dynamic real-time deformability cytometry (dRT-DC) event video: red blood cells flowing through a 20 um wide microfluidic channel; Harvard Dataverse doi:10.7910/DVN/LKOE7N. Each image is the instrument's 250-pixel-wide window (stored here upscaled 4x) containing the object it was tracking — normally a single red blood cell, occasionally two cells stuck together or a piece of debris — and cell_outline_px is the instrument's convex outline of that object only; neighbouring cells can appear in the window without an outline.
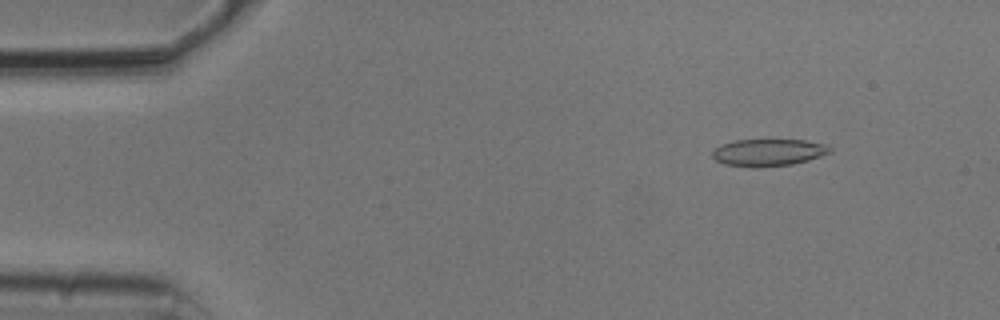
{"species": "common noctule bat (a hibernating species)", "species_latin": "Nyctalus noctula", "temperature_condition": "cold", "stored_images_in_passage": 50, "camera_frame_rate_fps": 3000, "um_per_image_px": 0.085, "animal": {"sex": "male", "body_mass_g": 20.5, "forearm_length_mm": 52.5}, "frame": {"image": 1, "passage_image": 6, "time_ms": 1.667, "image_size_px": [1000, 320], "cell_outline_px": [[832, 152], [808, 160], [792, 164], [724, 164], [716, 160], [712, 156], [712, 152], [720, 144], [736, 140], [804, 140], [828, 144], [832, 148]], "centroid_in_image_um": [65.38, 12.9], "position_along_channel_um": 19.6, "area_um2": 17.69}}
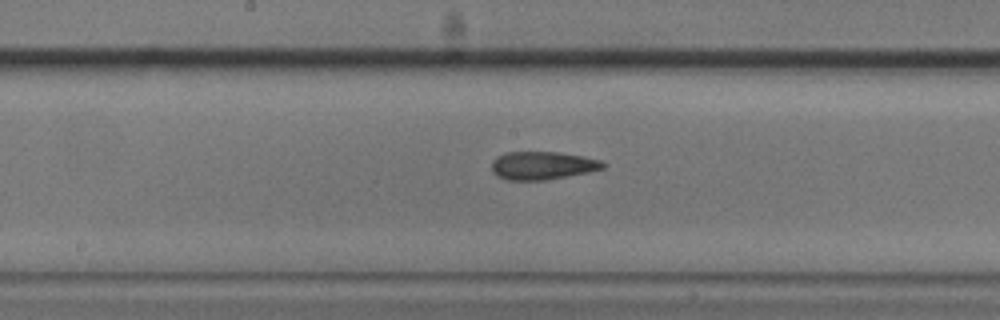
{"frame": {"image": 2, "passage_image": 27, "time_ms": 8.667, "image_size_px": [1000, 320], "cell_outline_px": [[608, 164], [604, 168], [588, 172], [544, 180], [508, 180], [496, 176], [492, 172], [492, 160], [496, 156], [508, 152], [556, 152], [584, 156], [600, 160]], "centroid_in_image_um": [46.1, 14.06], "position_along_channel_um": 202.1, "area_um2": 18.26}}
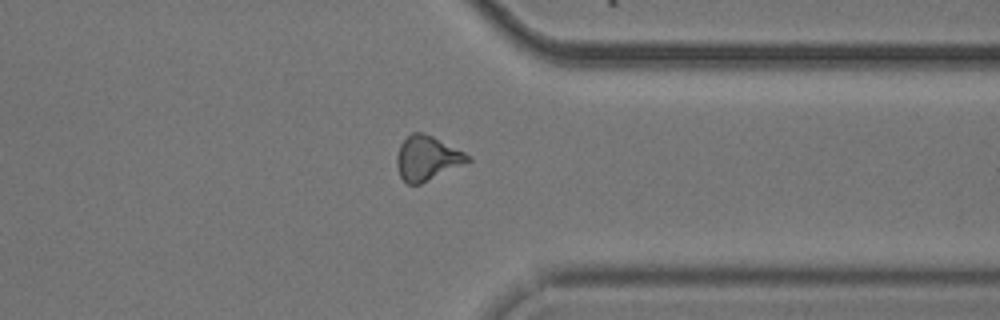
{"frame": {"image": 3, "passage_image": 41, "time_ms": 13.333, "image_size_px": [1000, 320], "cell_outline_px": [[472, 160], [420, 184], [408, 184], [400, 176], [396, 164], [396, 156], [400, 144], [412, 132], [424, 132], [472, 156]], "centroid_in_image_um": [36.29, 13.43], "position_along_channel_um": 375.1, "area_um2": 18.21}, "authors_computed_cell_mechanics": {"area_um2": 18.3804, "velocity_mm_per_s": 3.7905, "shape_relaxation_time_tau1_ms": 3.6723, "shape_relaxation_time_tau2_ms": 3.1375, "deformation_change_tau1": 0.1216, "deformation_change_tau2": 0.1251}}